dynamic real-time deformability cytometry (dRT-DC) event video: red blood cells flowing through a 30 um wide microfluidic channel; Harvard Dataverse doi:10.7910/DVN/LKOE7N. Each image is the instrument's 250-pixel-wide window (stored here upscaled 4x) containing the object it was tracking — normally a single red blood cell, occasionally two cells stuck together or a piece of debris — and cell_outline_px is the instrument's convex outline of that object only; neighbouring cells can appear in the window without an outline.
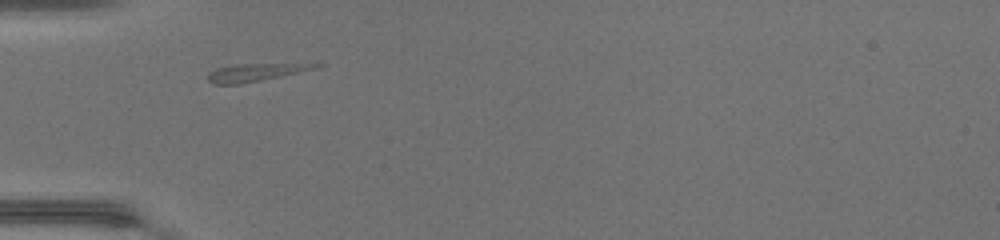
{"species": "common noctule bat (a hibernating species)", "species_latin": "Nyctalus noctula", "temperature_condition": "warm", "stored_images_in_passage": 33, "camera_frame_rate_fps": 3000, "um_per_image_px": 0.085, "animal": {"sex": "female", "body_mass_g": 17.0, "forearm_length_mm": 48.0}, "frame": {"image": 1, "passage_image": 1, "time_ms": 0.0, "image_size_px": [1000, 240], "cell_outline_px": [[324, 64], [320, 68], [240, 84], [212, 84], [208, 80], [208, 72], [216, 68], [236, 64]], "centroid_in_image_um": [21.67, 6.15], "position_along_channel_um": 63.3, "area_um2": 10.92}}
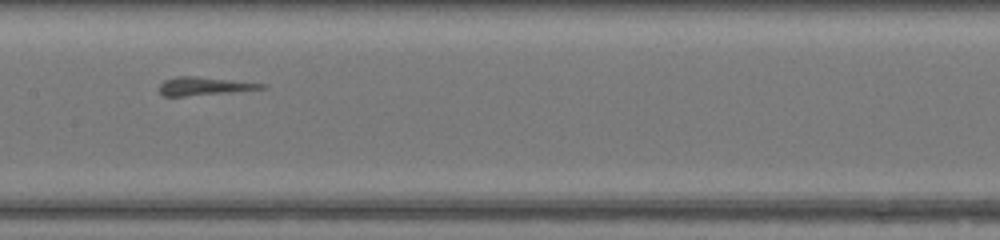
{"frame": {"image": 2, "passage_image": 10, "time_ms": 3.0, "image_size_px": [1000, 240], "cell_outline_px": [[268, 88], [232, 92], [184, 96], [164, 96], [160, 92], [160, 84], [164, 80], [176, 76], [192, 76], [268, 84]], "centroid_in_image_um": [17.37, 7.32], "position_along_channel_um": 190.0, "area_um2": 10.75}}
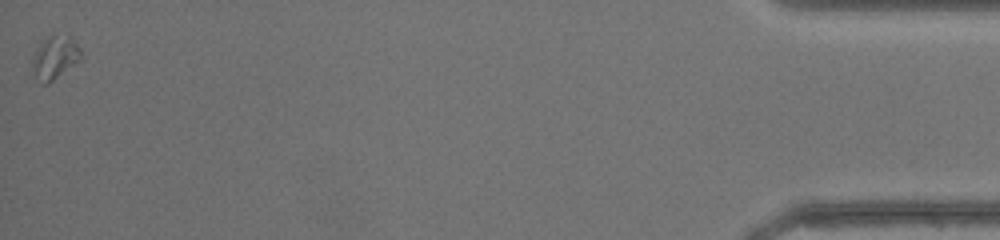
{"frame": {"image": 3, "passage_image": 33, "time_ms": 10.667, "image_size_px": [1000, 240], "cell_outline_px": [[80, 60], [48, 84], [44, 84], [36, 76], [32, 68], [32, 60], [40, 44], [48, 36], [72, 36], [80, 48]], "centroid_in_image_um": [4.68, 4.89], "position_along_channel_um": 430.5, "area_um2": 11.79}}